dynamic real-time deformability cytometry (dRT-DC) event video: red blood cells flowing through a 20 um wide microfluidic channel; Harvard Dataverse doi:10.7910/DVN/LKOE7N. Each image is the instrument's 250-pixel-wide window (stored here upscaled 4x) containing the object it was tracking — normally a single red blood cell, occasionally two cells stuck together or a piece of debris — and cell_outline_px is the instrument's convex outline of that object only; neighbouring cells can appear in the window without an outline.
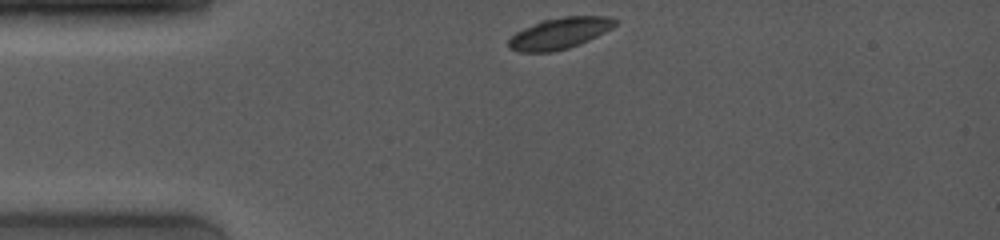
{"species": "common noctule bat (a hibernating species)", "species_latin": "Nyctalus noctula", "temperature_condition": "room temperature", "stored_images_in_passage": 40, "camera_frame_rate_fps": 4000, "um_per_image_px": 0.085, "animal": {"sex": "female", "body_mass_g": 19.0, "forearm_length_mm": 53.3}, "frame": {"image": 1, "passage_image": 1, "time_ms": 0.0, "image_size_px": [1000, 240], "cell_outline_px": [[616, 24], [612, 28], [580, 44], [568, 48], [552, 52], [520, 52], [508, 48], [508, 40], [516, 32], [540, 20], [564, 16], [608, 16], [616, 20]], "centroid_in_image_um": [47.54, 2.83], "position_along_channel_um": 37.5, "area_um2": 19.36}}
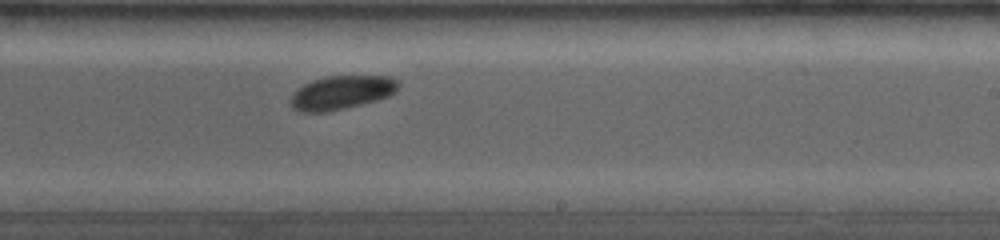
{"frame": {"image": 2, "passage_image": 26, "time_ms": 6.5, "image_size_px": [1000, 240], "cell_outline_px": [[400, 84], [396, 92], [388, 96], [376, 100], [328, 112], [300, 112], [292, 108], [292, 92], [304, 84], [312, 80], [324, 76], [392, 76]], "centroid_in_image_um": [29.03, 7.85], "position_along_channel_um": 260.0, "area_um2": 21.15}}
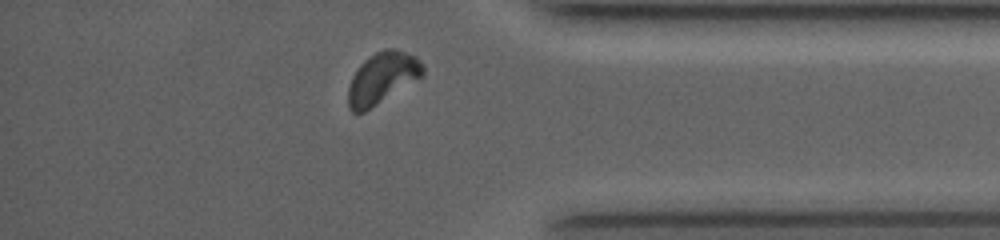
{"frame": {"image": 3, "passage_image": 37, "time_ms": 10.25, "image_size_px": [1000, 240], "cell_outline_px": [[424, 76], [364, 112], [352, 112], [348, 108], [348, 88], [352, 76], [360, 64], [364, 60], [376, 52], [388, 48], [396, 48], [416, 56], [420, 60], [424, 68]], "centroid_in_image_um": [32.5, 6.62], "position_along_channel_um": 402.7, "area_um2": 22.43}, "authors_computed_cell_mechanics": {"area_um2": 21.097, "velocity_mm_per_s": 3.9376, "shape_relaxation_time_tau1_ms": 1.3819, "shape_relaxation_time_tau2_ms": null, "deformation_change_tau1": 0.0853, "deformation_change_tau2": null}}